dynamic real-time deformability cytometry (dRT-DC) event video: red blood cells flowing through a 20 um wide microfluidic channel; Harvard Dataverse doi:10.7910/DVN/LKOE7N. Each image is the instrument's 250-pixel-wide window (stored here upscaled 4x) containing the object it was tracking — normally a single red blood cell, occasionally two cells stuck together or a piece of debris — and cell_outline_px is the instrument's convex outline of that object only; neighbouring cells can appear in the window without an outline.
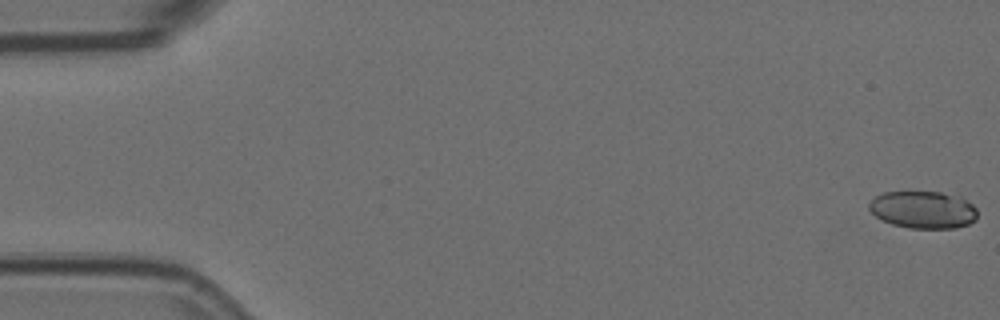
{"species": "Egyptian fruit bat (a non-hibernating species)", "species_latin": "Rousettus aegyptiacus", "temperature_condition": "room temperature", "stored_images_in_passage": 58, "camera_frame_rate_fps": 3000, "um_per_image_px": 0.085, "animal": {"sex": "female"}, "frame": {"image": 1, "passage_image": 1, "time_ms": 0.0, "image_size_px": [1000, 320], "cell_outline_px": [[976, 220], [968, 224], [956, 228], [908, 228], [892, 224], [876, 216], [868, 208], [868, 204], [876, 196], [884, 192], [940, 192], [960, 196], [972, 204], [976, 208]], "centroid_in_image_um": [78.48, 17.83], "position_along_channel_um": 6.5, "area_um2": 23.52}}
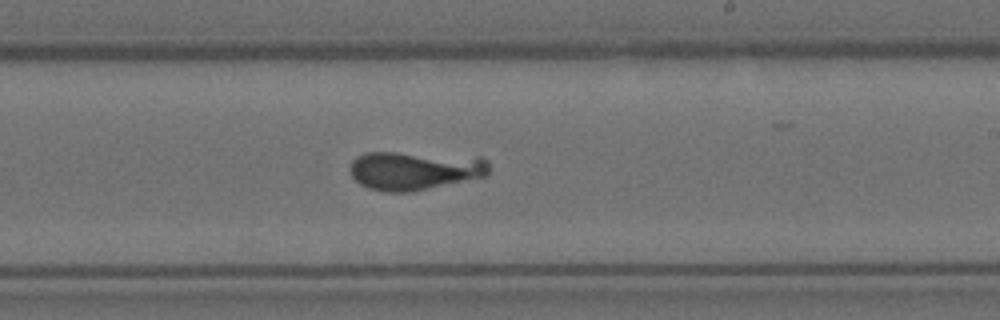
{"frame": {"image": 2, "passage_image": 34, "time_ms": 11.0, "image_size_px": [1000, 320], "cell_outline_px": [[488, 176], [412, 192], [388, 192], [368, 188], [360, 184], [352, 176], [352, 160], [356, 156], [364, 152], [396, 152], [484, 156], [488, 160]], "centroid_in_image_um": [35.31, 14.48], "position_along_channel_um": 253.7, "area_um2": 31.85}}
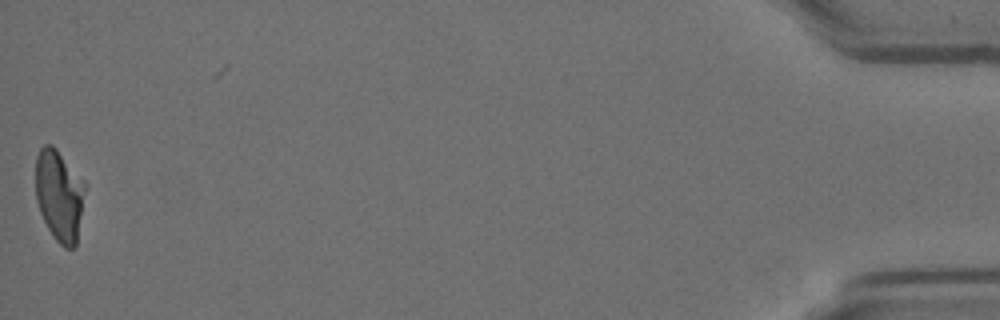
{"frame": {"image": 3, "passage_image": 57, "time_ms": 18.667, "image_size_px": [1000, 320], "cell_outline_px": [[84, 188], [76, 248], [64, 248], [56, 240], [48, 228], [40, 212], [36, 200], [36, 156], [40, 148], [44, 144], [52, 144], [56, 148], [84, 184]], "centroid_in_image_um": [5.0, 16.62], "position_along_channel_um": 430.2, "area_um2": 25.66}}